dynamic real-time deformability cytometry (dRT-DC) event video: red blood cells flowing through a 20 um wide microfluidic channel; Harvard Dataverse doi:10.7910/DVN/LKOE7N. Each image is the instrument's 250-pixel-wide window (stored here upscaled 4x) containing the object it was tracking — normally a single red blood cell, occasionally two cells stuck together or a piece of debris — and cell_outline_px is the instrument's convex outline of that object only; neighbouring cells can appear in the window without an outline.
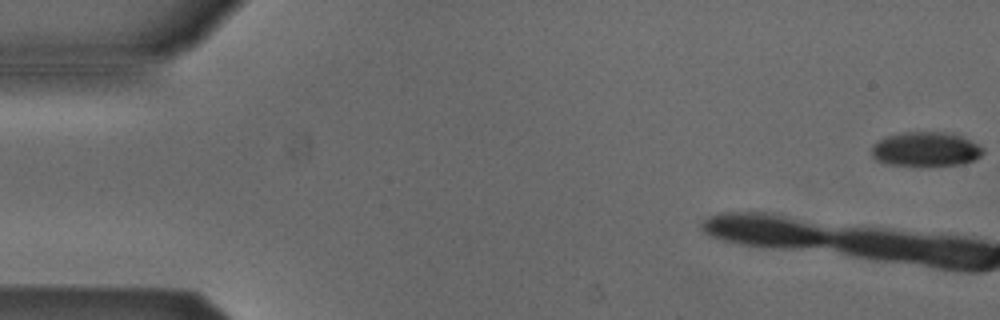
{"species": "Egyptian fruit bat (a non-hibernating species)", "species_latin": "Rousettus aegyptiacus", "temperature_condition": "cold", "stored_images_in_passage": 5, "camera_frame_rate_fps": 3000, "um_per_image_px": 0.085, "animal": {"sex": "male"}, "frame": {"image": 1, "passage_image": 1, "time_ms": 0.0, "image_size_px": [1000, 320], "cell_outline_px": [[984, 152], [976, 160], [964, 164], [888, 164], [876, 160], [872, 156], [872, 148], [880, 140], [888, 136], [904, 132], [940, 132], [960, 136], [984, 148]], "centroid_in_image_um": [78.71, 12.68], "position_along_channel_um": 6.3, "area_um2": 21.62}}